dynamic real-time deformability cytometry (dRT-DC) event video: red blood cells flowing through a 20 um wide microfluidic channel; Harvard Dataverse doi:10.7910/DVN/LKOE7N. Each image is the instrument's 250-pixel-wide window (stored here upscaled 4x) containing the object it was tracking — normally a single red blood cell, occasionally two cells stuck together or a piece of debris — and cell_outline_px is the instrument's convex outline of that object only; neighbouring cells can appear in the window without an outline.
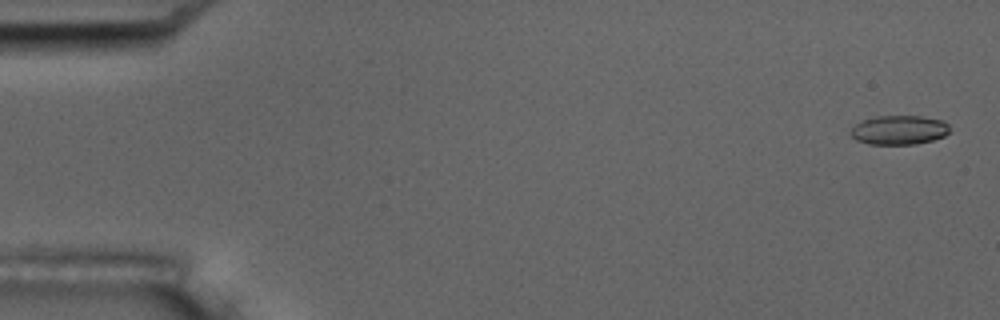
{"species": "common noctule bat (a hibernating species)", "species_latin": "Nyctalus noctula", "temperature_condition": "room temperature", "stored_images_in_passage": 17, "camera_frame_rate_fps": 3000, "um_per_image_px": 0.085, "animal": {"sex": "male", "body_mass_g": 17.5, "forearm_length_mm": 52.3}, "frame": {"image": 1, "passage_image": 2, "time_ms": 0.333, "image_size_px": [1000, 320], "cell_outline_px": [[948, 132], [944, 136], [932, 140], [916, 144], [868, 144], [856, 140], [852, 136], [852, 128], [856, 124], [864, 120], [876, 116], [920, 116], [944, 120], [948, 124]], "centroid_in_image_um": [76.44, 11.05], "position_along_channel_um": 8.6, "area_um2": 16.7}}
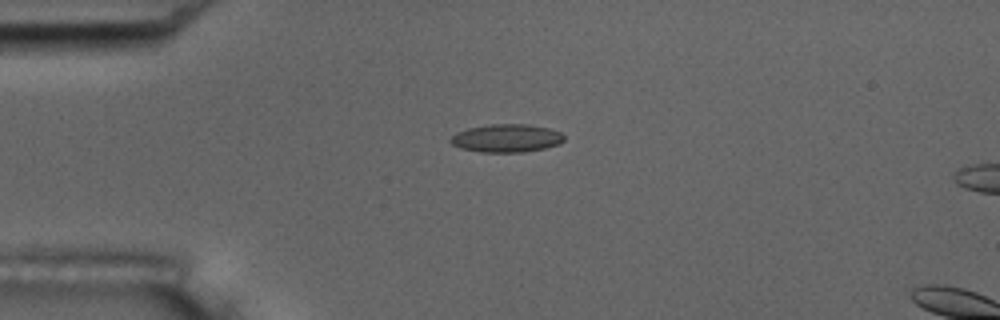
{"frame": {"image": 2, "passage_image": 14, "time_ms": 4.333, "image_size_px": [1000, 320], "cell_outline_px": [[564, 140], [560, 144], [544, 148], [524, 152], [480, 152], [460, 148], [452, 144], [448, 140], [456, 132], [468, 128], [488, 124], [528, 124], [548, 128], [560, 132], [564, 136]], "centroid_in_image_um": [43.04, 11.74], "position_along_channel_um": 42.0, "area_um2": 18.67}}